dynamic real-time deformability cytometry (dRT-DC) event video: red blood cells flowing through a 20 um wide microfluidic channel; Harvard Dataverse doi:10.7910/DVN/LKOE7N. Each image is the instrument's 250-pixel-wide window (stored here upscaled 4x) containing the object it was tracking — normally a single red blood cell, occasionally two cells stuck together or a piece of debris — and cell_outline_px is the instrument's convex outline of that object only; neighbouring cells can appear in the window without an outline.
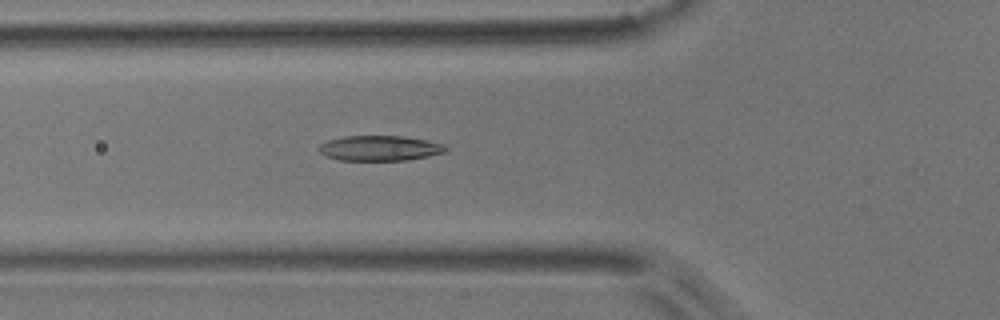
{"species": "common noctule bat (a hibernating species)", "species_latin": "Nyctalus noctula", "temperature_condition": "room temperature", "stored_images_in_passage": 23, "camera_frame_rate_fps": 3000, "um_per_image_px": 0.085, "animal": {"sex": "male", "body_mass_g": 17.9}, "frame": {"image": 1, "passage_image": 9, "time_ms": 2.667, "image_size_px": [1000, 320], "cell_outline_px": [[448, 152], [408, 160], [340, 160], [324, 156], [316, 148], [320, 144], [328, 140], [344, 136], [404, 136], [428, 140], [444, 144], [448, 148]], "centroid_in_image_um": [32.29, 12.59], "position_along_channel_um": 93.5, "area_um2": 18.84}}
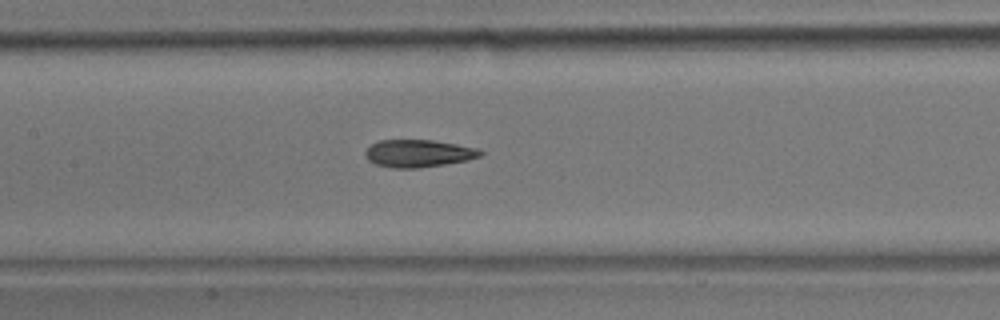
{"frame": {"image": 2, "passage_image": 15, "time_ms": 4.667, "image_size_px": [1000, 320], "cell_outline_px": [[484, 152], [480, 156], [468, 160], [420, 168], [392, 168], [376, 164], [368, 160], [364, 156], [364, 152], [372, 144], [380, 140], [432, 140], [480, 148]], "centroid_in_image_um": [35.57, 13.04], "position_along_channel_um": 171.8, "area_um2": 18.5}}
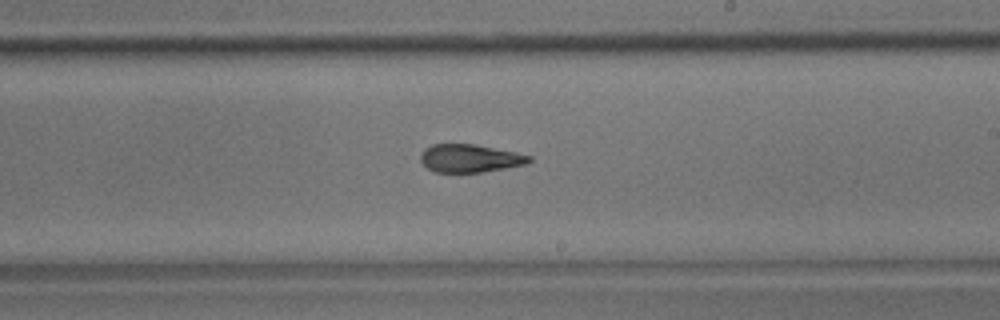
{"frame": {"image": 3, "passage_image": 21, "time_ms": 6.667, "image_size_px": [1000, 320], "cell_outline_px": [[532, 160], [528, 164], [480, 172], [432, 172], [420, 160], [420, 156], [424, 148], [432, 144], [476, 144], [516, 152], [532, 156]], "centroid_in_image_um": [39.95, 13.45], "position_along_channel_um": 249.1, "area_um2": 17.8}}